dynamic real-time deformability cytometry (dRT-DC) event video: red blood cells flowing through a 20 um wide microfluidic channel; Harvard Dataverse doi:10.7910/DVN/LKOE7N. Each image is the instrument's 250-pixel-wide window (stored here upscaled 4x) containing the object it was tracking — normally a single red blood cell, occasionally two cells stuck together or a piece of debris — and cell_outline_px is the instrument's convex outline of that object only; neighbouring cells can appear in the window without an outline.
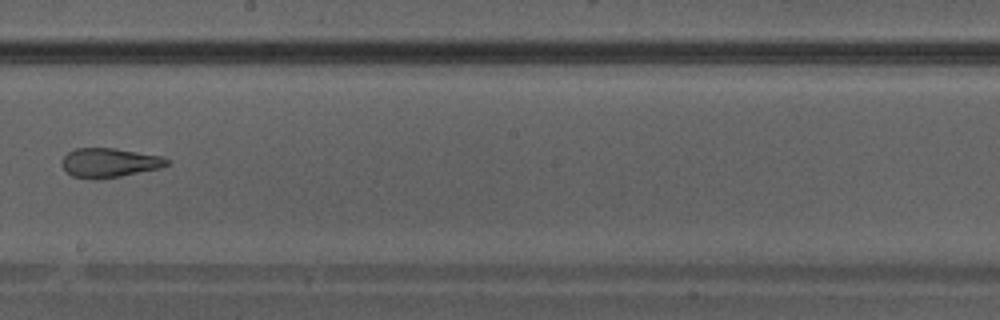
{"species": "Egyptian fruit bat (a non-hibernating species)", "species_latin": "Rousettus aegyptiacus", "temperature_condition": "warm", "stored_images_in_passage": 28, "camera_frame_rate_fps": 3000, "um_per_image_px": 0.085, "animal": {"sex": "male"}, "frame": {"image": 1, "passage_image": 16, "time_ms": 5.0, "image_size_px": [1000, 320], "cell_outline_px": [[172, 160], [168, 164], [160, 168], [120, 176], [92, 180], [72, 176], [60, 164], [60, 160], [68, 152], [76, 148], [112, 148], [164, 156]], "centroid_in_image_um": [9.3, 13.83], "position_along_channel_um": 238.9, "area_um2": 18.03}}